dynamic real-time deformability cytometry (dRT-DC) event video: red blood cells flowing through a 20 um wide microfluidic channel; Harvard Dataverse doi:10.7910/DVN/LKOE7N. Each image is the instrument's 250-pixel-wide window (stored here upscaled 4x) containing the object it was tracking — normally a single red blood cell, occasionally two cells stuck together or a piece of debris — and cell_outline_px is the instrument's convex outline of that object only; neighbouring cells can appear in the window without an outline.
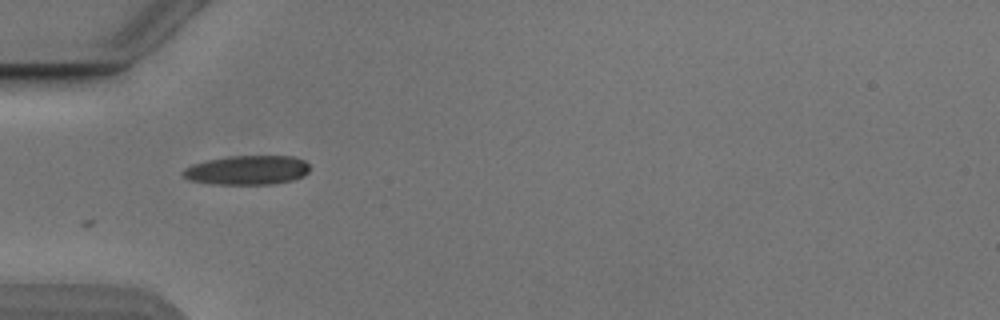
{"species": "Egyptian fruit bat (a non-hibernating species)", "species_latin": "Rousettus aegyptiacus", "temperature_condition": "cold", "stored_images_in_passage": 37, "camera_frame_rate_fps": 3000, "um_per_image_px": 0.085, "animal": {"sex": "male"}, "frame": {"image": 1, "passage_image": 1, "time_ms": 0.0, "image_size_px": [1000, 320], "cell_outline_px": [[308, 172], [304, 176], [292, 180], [276, 184], [212, 184], [188, 180], [180, 172], [184, 168], [192, 164], [208, 160], [228, 156], [292, 156], [304, 160], [308, 164]], "centroid_in_image_um": [21.0, 14.46], "position_along_channel_um": 64.0, "area_um2": 21.73}}
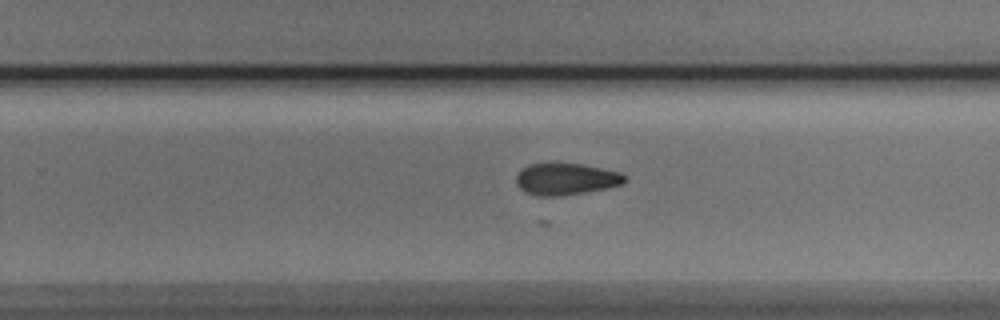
{"frame": {"image": 2, "passage_image": 18, "time_ms": 5.667, "image_size_px": [1000, 320], "cell_outline_px": [[628, 180], [624, 184], [584, 192], [560, 196], [536, 196], [524, 192], [516, 184], [516, 176], [528, 164], [580, 164], [620, 172]], "centroid_in_image_um": [48.1, 15.23], "position_along_channel_um": 281.7, "area_um2": 19.83}}
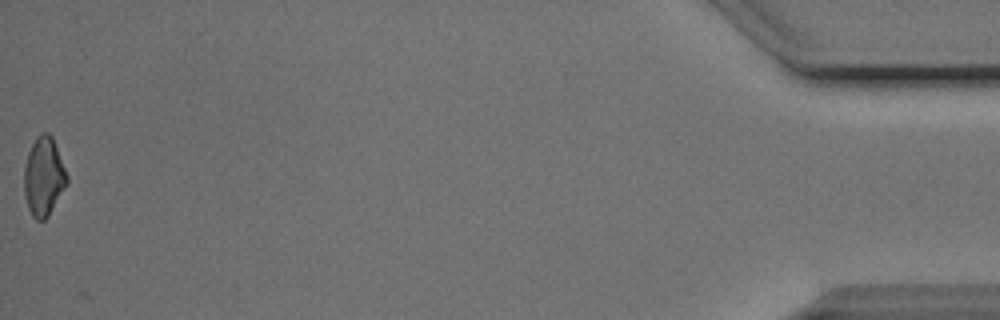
{"frame": {"image": 3, "passage_image": 37, "time_ms": 12.0, "image_size_px": [1000, 320], "cell_outline_px": [[68, 184], [48, 216], [44, 220], [36, 220], [32, 216], [28, 208], [24, 196], [24, 168], [28, 152], [36, 136], [44, 132], [48, 132], [52, 136], [68, 176]], "centroid_in_image_um": [3.72, 15.02], "position_along_channel_um": 431.5, "area_um2": 19.77}}